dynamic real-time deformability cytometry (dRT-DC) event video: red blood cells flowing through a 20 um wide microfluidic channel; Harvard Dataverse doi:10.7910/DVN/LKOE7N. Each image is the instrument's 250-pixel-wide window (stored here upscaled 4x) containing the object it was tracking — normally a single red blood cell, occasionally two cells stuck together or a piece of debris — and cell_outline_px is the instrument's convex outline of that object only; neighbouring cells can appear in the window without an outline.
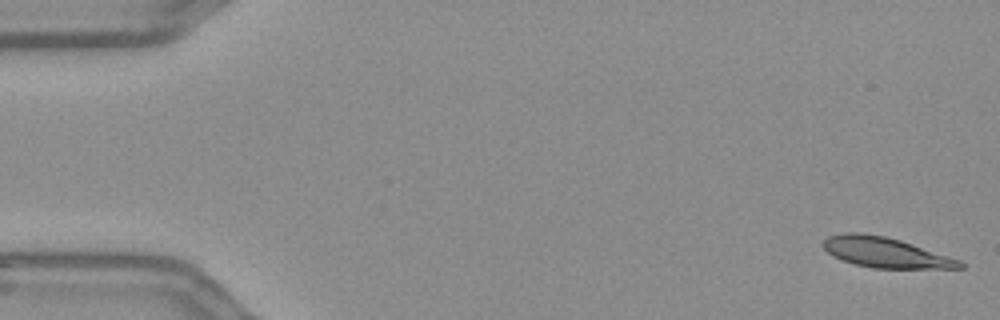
{"species": "Egyptian fruit bat (a non-hibernating species)", "species_latin": "Rousettus aegyptiacus", "temperature_condition": "warm", "stored_images_in_passage": 55, "camera_frame_rate_fps": 3000, "um_per_image_px": 0.085, "frame": {"image": 1, "passage_image": 1, "time_ms": 0.0, "image_size_px": [1000, 320], "cell_outline_px": [[964, 268], [872, 268], [856, 264], [832, 256], [820, 244], [828, 236], [844, 232], [860, 232], [884, 236], [900, 240], [960, 260], [964, 264]], "centroid_in_image_um": [75.22, 21.45], "position_along_channel_um": 9.8, "area_um2": 23.87}}
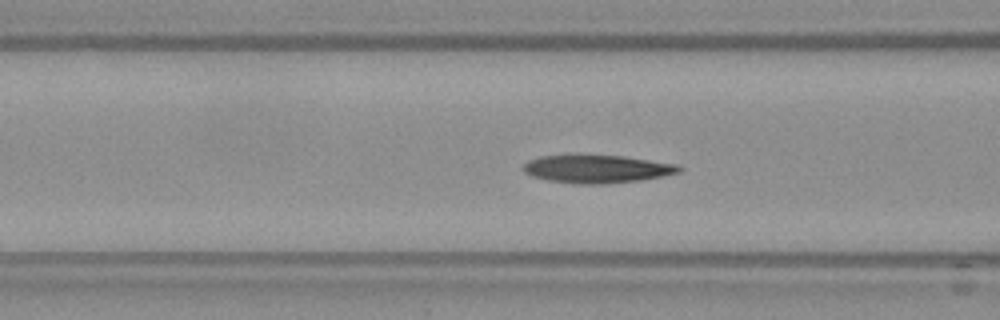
{"frame": {"image": 2, "passage_image": 21, "time_ms": 6.667, "image_size_px": [1000, 320], "cell_outline_px": [[684, 168], [680, 172], [640, 180], [604, 184], [580, 184], [548, 180], [532, 176], [524, 172], [520, 168], [528, 160], [540, 156], [624, 156], [680, 164]], "centroid_in_image_um": [50.77, 14.36], "position_along_channel_um": 115.8, "area_um2": 25.26}}
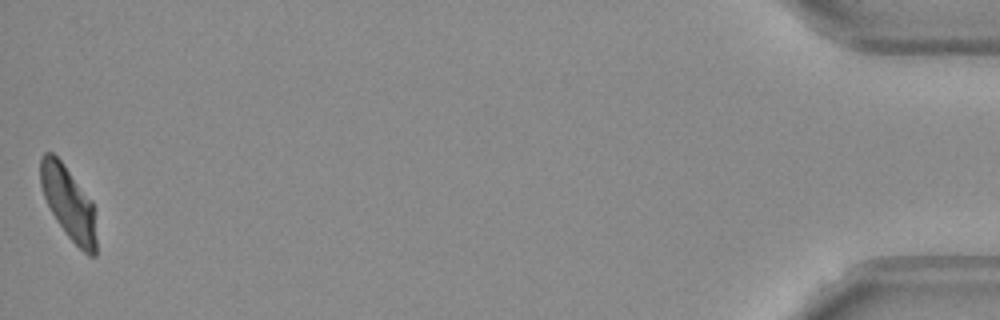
{"frame": {"image": 3, "passage_image": 55, "time_ms": 18.0, "image_size_px": [1000, 320], "cell_outline_px": [[96, 256], [88, 256], [68, 236], [56, 220], [44, 196], [40, 184], [40, 156], [44, 152], [52, 152], [64, 164], [92, 200], [96, 240]], "centroid_in_image_um": [5.81, 17.22], "position_along_channel_um": 429.4, "area_um2": 23.52}, "authors_computed_cell_mechanics": {"area_um2": 25.3742, "velocity_mm_per_s": 3.6201, "shape_relaxation_time_tau1_ms": 3.5883, "shape_relaxation_time_tau2_ms": 2.4484, "deformation_change_tau1": 0.1727, "deformation_change_tau2": 0.0947}}